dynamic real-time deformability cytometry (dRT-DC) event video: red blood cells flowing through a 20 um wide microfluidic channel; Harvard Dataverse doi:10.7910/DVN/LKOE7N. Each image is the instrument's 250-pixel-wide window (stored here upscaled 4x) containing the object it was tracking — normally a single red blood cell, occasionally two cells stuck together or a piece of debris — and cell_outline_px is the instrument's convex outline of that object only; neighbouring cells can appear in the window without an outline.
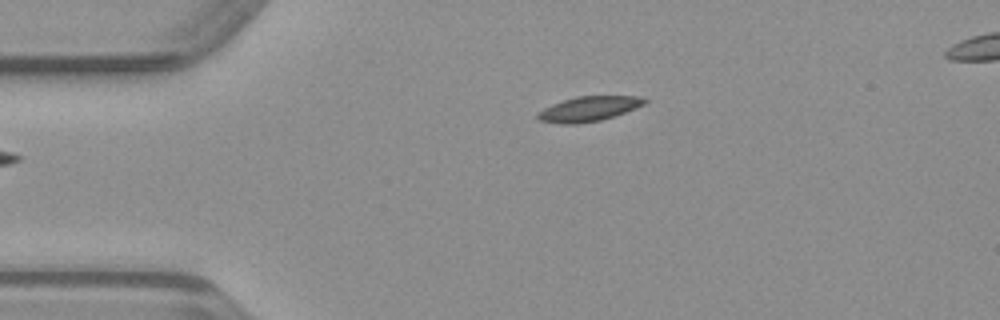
{"species": "common noctule bat (a hibernating species)", "species_latin": "Nyctalus noctula", "temperature_condition": "warm", "stored_images_in_passage": 34, "camera_frame_rate_fps": 3000, "um_per_image_px": 0.085, "animal": {"sex": "male", "body_mass_g": 23.1, "forearm_length_mm": 52.7}, "frame": {"image": 1, "passage_image": 1, "time_ms": 0.0, "image_size_px": [1000, 320], "cell_outline_px": [[648, 100], [644, 104], [636, 108], [600, 120], [576, 124], [560, 124], [540, 120], [536, 116], [544, 108], [552, 104], [576, 96], [640, 96]], "centroid_in_image_um": [50.05, 9.24], "position_along_channel_um": 35.0, "area_um2": 15.26}}
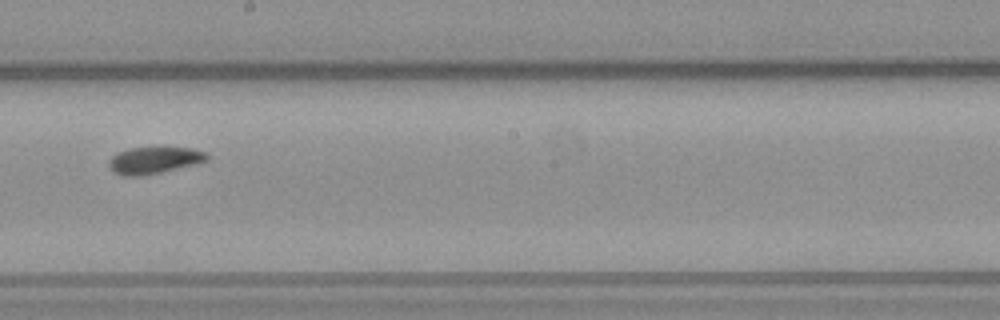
{"frame": {"image": 2, "passage_image": 18, "time_ms": 5.667, "image_size_px": [1000, 320], "cell_outline_px": [[208, 160], [160, 172], [140, 176], [124, 176], [116, 172], [108, 164], [108, 160], [116, 152], [132, 148], [156, 144], [192, 148], [208, 152]], "centroid_in_image_um": [13.12, 13.55], "position_along_channel_um": 235.1, "area_um2": 15.84}}
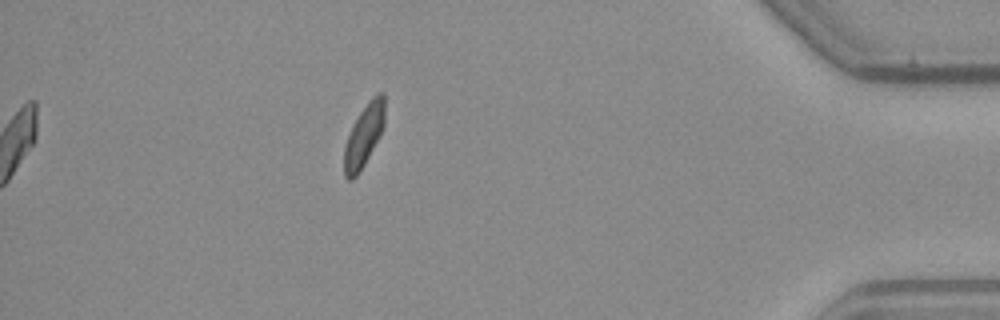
{"frame": {"image": 3, "passage_image": 34, "time_ms": 11.0, "image_size_px": [1000, 320], "cell_outline_px": [[384, 124], [380, 136], [364, 164], [356, 176], [352, 180], [348, 180], [344, 176], [344, 148], [348, 136], [360, 112], [368, 100], [372, 96], [380, 92], [384, 92]], "centroid_in_image_um": [30.94, 11.52], "position_along_channel_um": 404.3, "area_um2": 14.51}}